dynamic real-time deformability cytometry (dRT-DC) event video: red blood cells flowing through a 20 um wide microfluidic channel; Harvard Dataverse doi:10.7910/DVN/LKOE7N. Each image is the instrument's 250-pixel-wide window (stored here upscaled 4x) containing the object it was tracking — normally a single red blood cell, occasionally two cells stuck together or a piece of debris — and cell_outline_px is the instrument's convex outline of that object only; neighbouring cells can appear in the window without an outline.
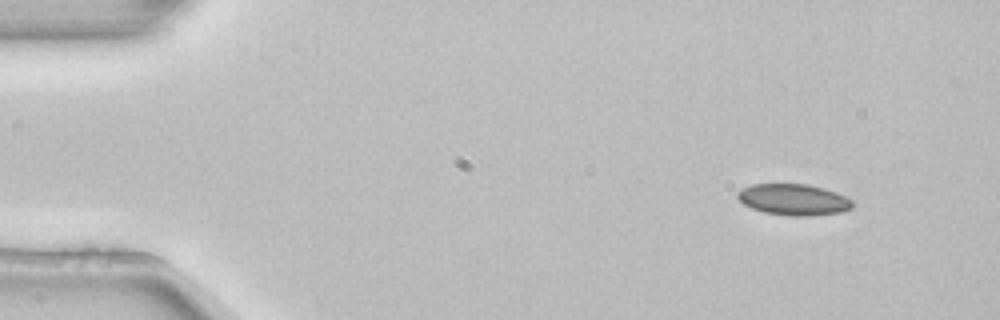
{"species": "common noctule bat (a hibernating species)", "species_latin": "Nyctalus noctula", "temperature_condition": "room temperature", "stored_images_in_passage": 3, "camera_frame_rate_fps": 3000, "um_per_image_px": 0.085, "animal": {"sex": "female", "body_mass_g": 22.7, "forearm_length_mm": 54.2}, "frame": {"image": 1, "passage_image": 1, "time_ms": 0.0, "image_size_px": [1000, 320], "cell_outline_px": [[852, 208], [840, 212], [808, 216], [792, 216], [764, 212], [752, 208], [744, 204], [736, 196], [736, 192], [752, 184], [808, 184], [824, 188], [836, 192], [852, 200]], "centroid_in_image_um": [67.45, 16.96], "position_along_channel_um": 17.6, "area_um2": 20.81}}
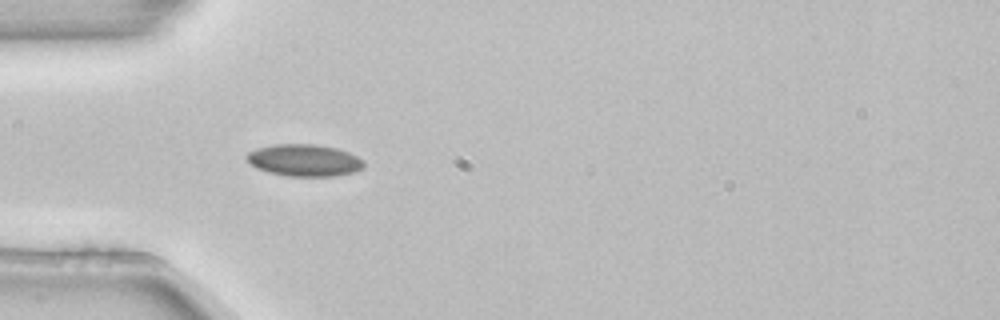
{"frame": {"image": 2, "passage_image": 3, "time_ms": 0.667, "image_size_px": [1000, 320], "cell_outline_px": [[364, 168], [352, 172], [336, 176], [288, 176], [268, 172], [256, 168], [244, 156], [248, 152], [256, 148], [276, 144], [316, 144], [336, 148], [348, 152], [364, 160]], "centroid_in_image_um": [25.86, 13.62], "position_along_channel_um": 59.1, "area_um2": 21.85}}